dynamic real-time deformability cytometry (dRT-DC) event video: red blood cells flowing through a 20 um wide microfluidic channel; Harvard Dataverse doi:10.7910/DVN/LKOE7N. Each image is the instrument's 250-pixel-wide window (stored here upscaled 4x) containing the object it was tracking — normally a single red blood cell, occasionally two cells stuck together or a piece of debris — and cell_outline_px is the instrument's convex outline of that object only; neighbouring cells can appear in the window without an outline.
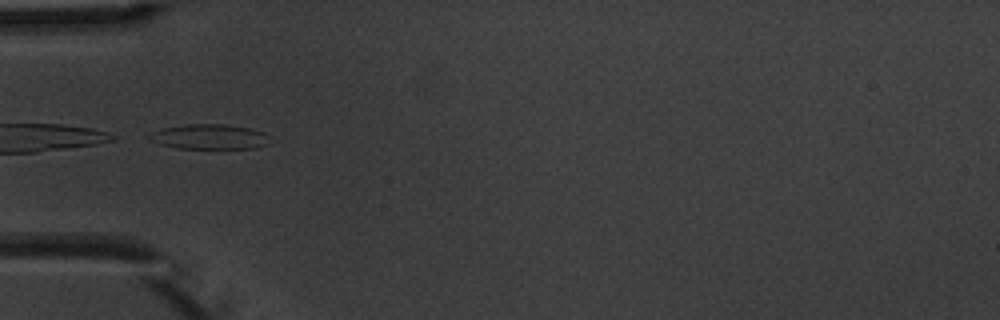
{"species": "common noctule bat (a hibernating species)", "species_latin": "Nyctalus noctula", "temperature_condition": "warm", "stored_images_in_passage": 6, "camera_frame_rate_fps": 3000, "um_per_image_px": 0.085, "animal": {"sex": "male", "body_mass_g": 20.1, "forearm_length_mm": 53.5}, "frame": {"image": 1, "passage_image": 4, "time_ms": 3.667, "image_size_px": [1000, 320], "cell_outline_px": [[268, 144], [256, 148], [176, 148], [160, 144], [148, 140], [148, 136], [152, 132], [160, 128], [184, 124], [220, 124], [248, 128], [264, 132]], "centroid_in_image_um": [17.72, 11.62], "position_along_channel_um": 67.3, "area_um2": 17.4}}
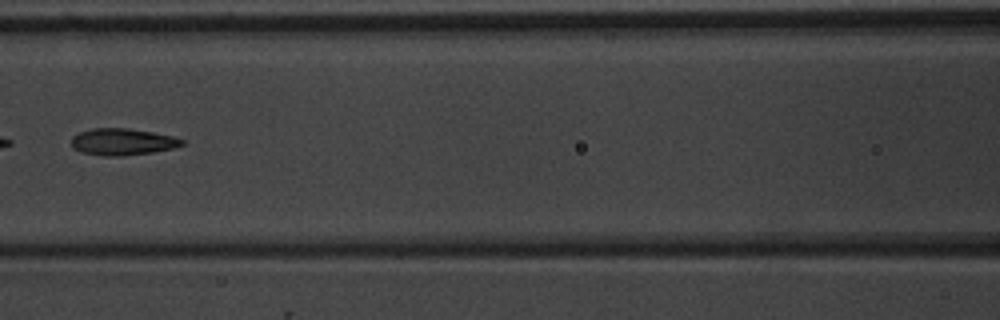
{"frame": {"image": 2, "passage_image": 6, "time_ms": 6.0, "image_size_px": [1000, 320], "cell_outline_px": [[184, 144], [172, 148], [152, 152], [120, 156], [104, 156], [80, 152], [72, 148], [72, 136], [76, 132], [92, 128], [128, 128], [152, 132], [172, 136], [184, 140]], "centroid_in_image_um": [10.35, 12.05], "position_along_channel_um": 156.2, "area_um2": 17.28}}